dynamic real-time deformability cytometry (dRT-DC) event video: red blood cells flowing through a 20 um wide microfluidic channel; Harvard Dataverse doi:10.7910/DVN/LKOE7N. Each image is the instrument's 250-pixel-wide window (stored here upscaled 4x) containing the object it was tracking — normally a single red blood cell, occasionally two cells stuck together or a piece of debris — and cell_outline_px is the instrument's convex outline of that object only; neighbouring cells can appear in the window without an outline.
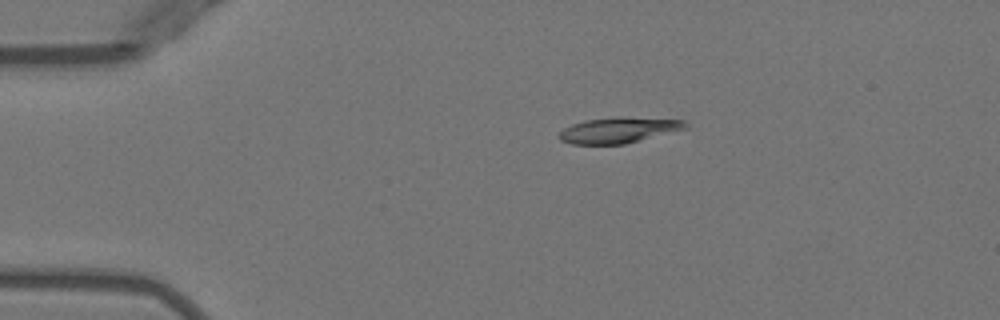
{"species": "Egyptian fruit bat (a non-hibernating species)", "species_latin": "Rousettus aegyptiacus", "temperature_condition": "warm", "stored_images_in_passage": 42, "camera_frame_rate_fps": 3000, "um_per_image_px": 0.085, "animal": {"sex": "female"}, "frame": {"image": 1, "passage_image": 1, "time_ms": 0.0, "image_size_px": [1000, 320], "cell_outline_px": [[688, 128], [624, 144], [572, 144], [560, 140], [556, 136], [564, 128], [572, 124], [584, 120], [684, 120], [688, 124]], "centroid_in_image_um": [52.49, 11.13], "position_along_channel_um": 32.5, "area_um2": 17.57}}
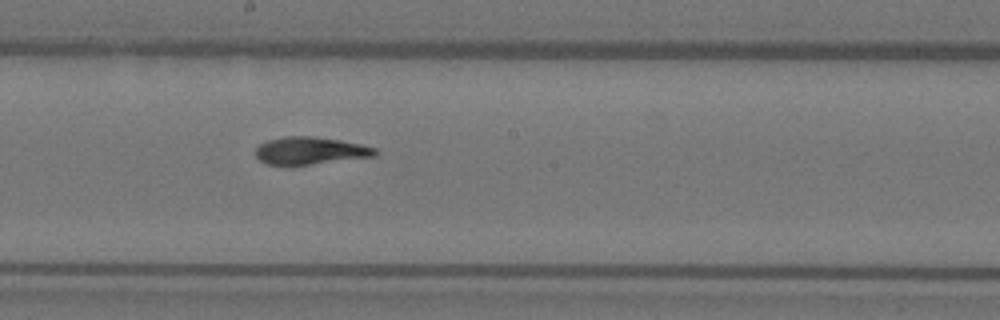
{"frame": {"image": 2, "passage_image": 19, "time_ms": 6.0, "image_size_px": [1000, 320], "cell_outline_px": [[380, 152], [376, 156], [308, 164], [268, 164], [260, 160], [256, 156], [256, 148], [260, 144], [268, 140], [284, 136], [312, 136], [340, 140], [360, 144], [376, 148]], "centroid_in_image_um": [26.4, 12.79], "position_along_channel_um": 221.8, "area_um2": 18.84}}
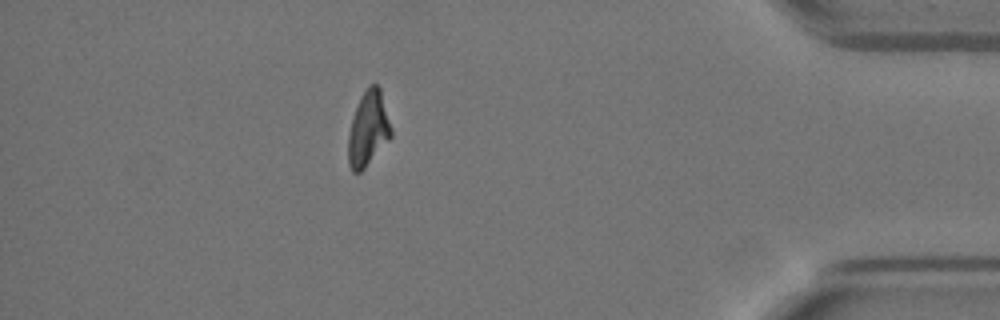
{"frame": {"image": 3, "passage_image": 36, "time_ms": 11.667, "image_size_px": [1000, 320], "cell_outline_px": [[392, 136], [364, 168], [360, 172], [352, 172], [348, 164], [348, 132], [356, 108], [368, 84], [376, 84], [380, 88], [392, 128]], "centroid_in_image_um": [31.3, 10.96], "position_along_channel_um": 403.9, "area_um2": 18.5}, "authors_computed_cell_mechanics": {"area_um2": 19.363, "velocity_mm_per_s": 3.9828, "shape_relaxation_time_tau1_ms": 8.7471, "shape_relaxation_time_tau2_ms": 3.2311, "deformation_change_tau1": 0.2956, "deformation_change_tau2": 0.0557}}